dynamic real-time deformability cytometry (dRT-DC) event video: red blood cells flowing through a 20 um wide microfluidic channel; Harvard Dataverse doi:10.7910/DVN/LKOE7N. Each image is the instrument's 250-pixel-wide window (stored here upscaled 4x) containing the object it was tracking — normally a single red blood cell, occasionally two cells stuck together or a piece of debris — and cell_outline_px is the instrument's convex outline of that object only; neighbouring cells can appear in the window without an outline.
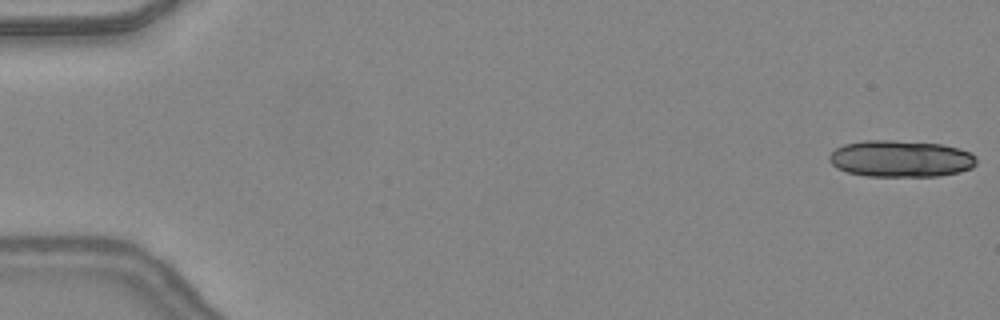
{"species": "common noctule bat (a hibernating species)", "species_latin": "Nyctalus noctula", "temperature_condition": "warm", "stored_images_in_passage": 12, "camera_frame_rate_fps": 3000, "um_per_image_px": 0.085, "animal": {"sex": "female", "body_mass_g": 24.6, "forearm_length_mm": 56.2}, "frame": {"image": 1, "passage_image": 1, "time_ms": 0.0, "image_size_px": [1000, 320], "cell_outline_px": [[976, 164], [972, 168], [960, 172], [940, 176], [868, 176], [848, 172], [836, 168], [828, 160], [828, 156], [836, 148], [844, 144], [864, 140], [892, 140], [944, 144], [960, 148], [972, 152], [976, 156]], "centroid_in_image_um": [76.59, 13.48], "position_along_channel_um": 8.4, "area_um2": 31.85}}